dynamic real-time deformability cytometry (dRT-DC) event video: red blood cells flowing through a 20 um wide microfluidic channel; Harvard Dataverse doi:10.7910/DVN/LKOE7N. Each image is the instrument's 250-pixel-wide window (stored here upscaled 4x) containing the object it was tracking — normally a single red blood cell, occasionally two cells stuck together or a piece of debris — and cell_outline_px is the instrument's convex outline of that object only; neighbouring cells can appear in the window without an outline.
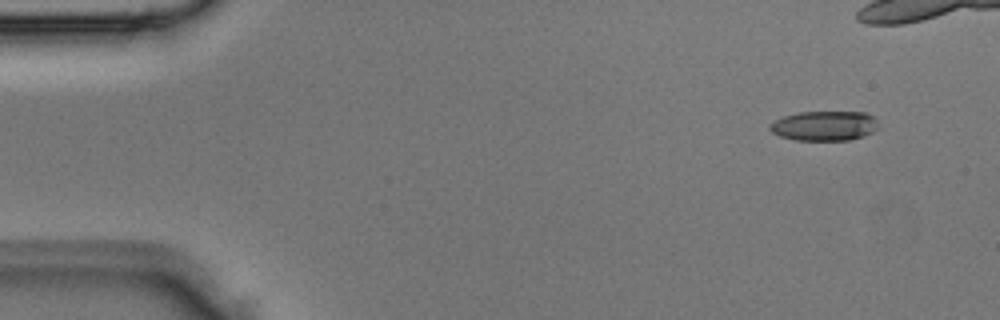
{"species": "Egyptian fruit bat (a non-hibernating species)", "species_latin": "Rousettus aegyptiacus", "temperature_condition": "room temperature", "stored_images_in_passage": 6, "camera_frame_rate_fps": 3000, "um_per_image_px": 0.085, "animal": {"sex": "male"}, "frame": {"image": 1, "passage_image": 1, "time_ms": 0.0, "image_size_px": [1000, 320], "cell_outline_px": [[880, 128], [864, 136], [848, 140], [796, 140], [780, 136], [772, 132], [768, 128], [768, 124], [784, 116], [800, 112], [864, 112], [872, 116], [876, 120]], "centroid_in_image_um": [70.08, 10.7], "position_along_channel_um": 14.9, "area_um2": 18.84}}